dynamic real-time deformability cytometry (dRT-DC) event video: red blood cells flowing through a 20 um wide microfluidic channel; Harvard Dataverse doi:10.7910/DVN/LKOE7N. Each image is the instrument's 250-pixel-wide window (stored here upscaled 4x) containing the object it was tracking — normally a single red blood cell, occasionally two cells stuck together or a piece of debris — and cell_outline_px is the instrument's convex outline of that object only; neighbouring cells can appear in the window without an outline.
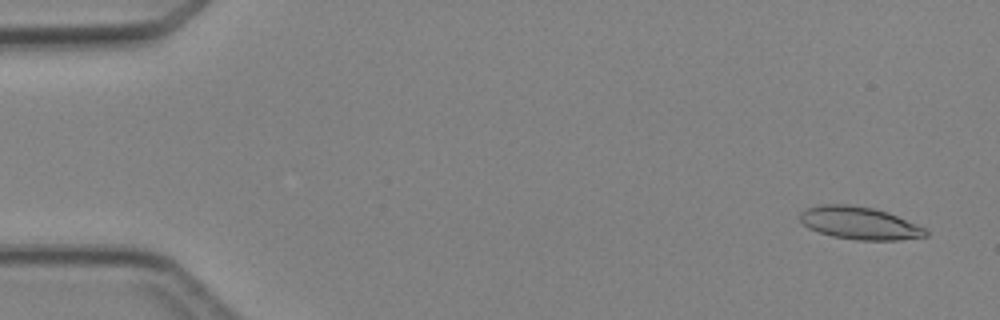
{"species": "Egyptian fruit bat (a non-hibernating species)", "species_latin": "Rousettus aegyptiacus", "temperature_condition": "cold", "stored_images_in_passage": 5, "camera_frame_rate_fps": 3000, "um_per_image_px": 0.085, "animal": {"sex": "female"}, "frame": {"image": 1, "passage_image": 1, "time_ms": 0.0, "image_size_px": [1000, 320], "cell_outline_px": [[928, 236], [900, 240], [856, 240], [832, 236], [808, 228], [800, 220], [800, 212], [804, 208], [820, 204], [848, 204], [872, 208], [888, 212], [924, 228], [928, 232]], "centroid_in_image_um": [73.03, 18.96], "position_along_channel_um": 12.0, "area_um2": 23.87}}
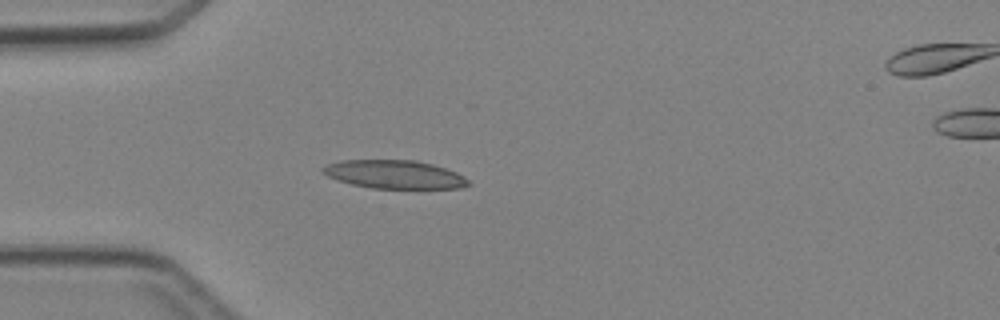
{"frame": {"image": 2, "passage_image": 4, "time_ms": 3.667, "image_size_px": [1000, 320], "cell_outline_px": [[472, 184], [460, 188], [372, 188], [352, 184], [336, 180], [320, 172], [320, 168], [328, 164], [340, 160], [416, 160], [432, 164], [456, 172], [464, 176]], "centroid_in_image_um": [33.5, 14.82], "position_along_channel_um": 51.5, "area_um2": 24.1}}